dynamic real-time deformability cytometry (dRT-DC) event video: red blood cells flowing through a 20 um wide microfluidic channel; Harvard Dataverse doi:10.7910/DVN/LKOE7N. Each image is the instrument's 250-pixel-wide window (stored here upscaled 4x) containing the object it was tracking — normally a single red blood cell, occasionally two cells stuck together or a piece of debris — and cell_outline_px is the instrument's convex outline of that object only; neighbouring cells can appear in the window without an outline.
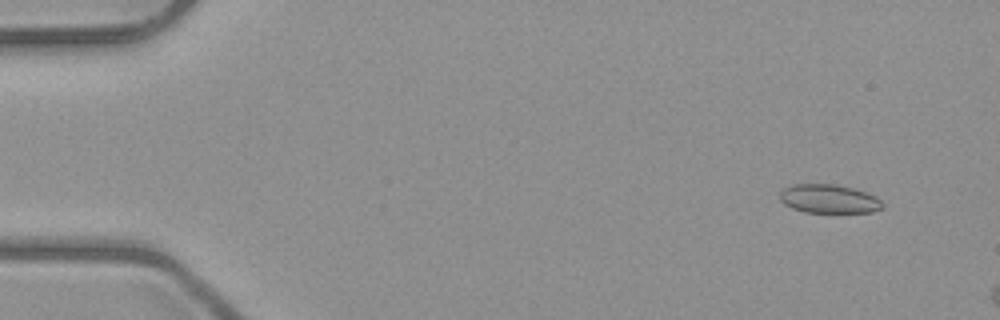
{"species": "common noctule bat (a hibernating species)", "species_latin": "Nyctalus noctula", "temperature_condition": "room temperature", "stored_images_in_passage": 3, "camera_frame_rate_fps": 3000, "um_per_image_px": 0.085, "animal": {"sex": "male", "body_mass_g": 23.1, "forearm_length_mm": 52.7}, "frame": {"image": 1, "passage_image": 1, "time_ms": 0.0, "image_size_px": [1000, 320], "cell_outline_px": [[884, 208], [872, 212], [804, 212], [792, 208], [784, 204], [780, 200], [780, 192], [784, 188], [792, 184], [836, 184], [868, 192], [876, 196], [884, 204]], "centroid_in_image_um": [70.48, 16.9], "position_along_channel_um": 14.5, "area_um2": 17.34}}